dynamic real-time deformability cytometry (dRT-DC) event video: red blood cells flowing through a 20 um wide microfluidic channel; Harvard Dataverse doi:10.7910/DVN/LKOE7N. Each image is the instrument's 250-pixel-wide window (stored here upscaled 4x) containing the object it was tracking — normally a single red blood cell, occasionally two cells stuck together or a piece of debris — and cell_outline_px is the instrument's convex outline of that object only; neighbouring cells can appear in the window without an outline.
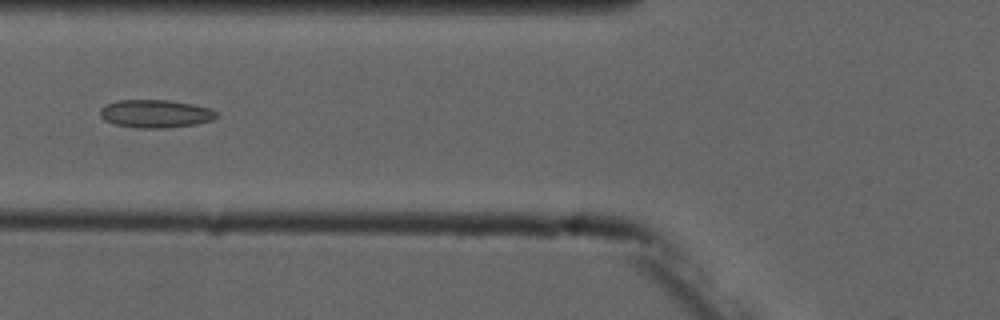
{"species": "common noctule bat (a hibernating species)", "species_latin": "Nyctalus noctula", "temperature_condition": "cold", "stored_images_in_passage": 6, "camera_frame_rate_fps": 3000, "um_per_image_px": 0.085, "animal": {"sex": "male", "forearm_length_mm": 52.5}, "frame": {"image": 1, "passage_image": 6, "time_ms": 6.0, "image_size_px": [1000, 320], "cell_outline_px": [[220, 116], [212, 120], [196, 124], [164, 128], [136, 128], [116, 124], [104, 120], [100, 116], [100, 108], [116, 100], [168, 100], [192, 104], [212, 108]], "centroid_in_image_um": [13.24, 9.66], "position_along_channel_um": 112.6, "area_um2": 19.07}}